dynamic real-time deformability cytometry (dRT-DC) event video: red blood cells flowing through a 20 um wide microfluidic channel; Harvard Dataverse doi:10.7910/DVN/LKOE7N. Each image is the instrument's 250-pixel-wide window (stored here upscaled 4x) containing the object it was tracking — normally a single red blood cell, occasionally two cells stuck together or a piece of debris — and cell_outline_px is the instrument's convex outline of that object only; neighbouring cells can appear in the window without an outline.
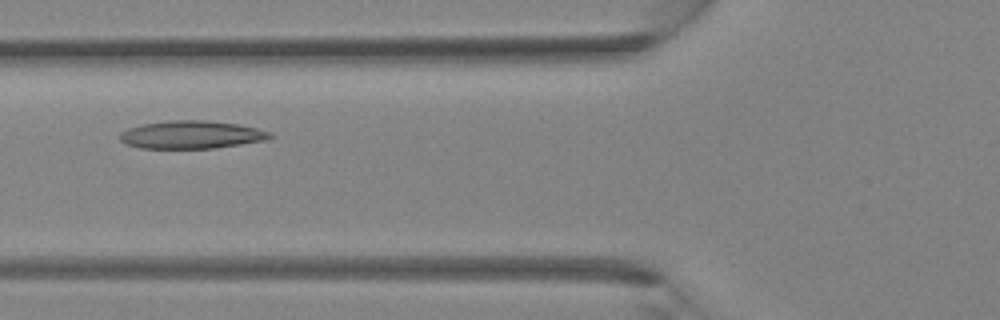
{"species": "Egyptian fruit bat (a non-hibernating species)", "species_latin": "Rousettus aegyptiacus", "temperature_condition": "room temperature", "stored_images_in_passage": 34, "camera_frame_rate_fps": 3000, "um_per_image_px": 0.085, "animal": {"sex": "female"}, "frame": {"image": 1, "passage_image": 11, "time_ms": 3.333, "image_size_px": [1000, 320], "cell_outline_px": [[272, 136], [264, 140], [240, 144], [212, 148], [140, 148], [124, 144], [120, 140], [120, 132], [128, 128], [140, 124], [168, 120], [204, 120], [240, 124], [256, 128], [268, 132]], "centroid_in_image_um": [16.19, 11.44], "position_along_channel_um": 109.6, "area_um2": 24.33}}
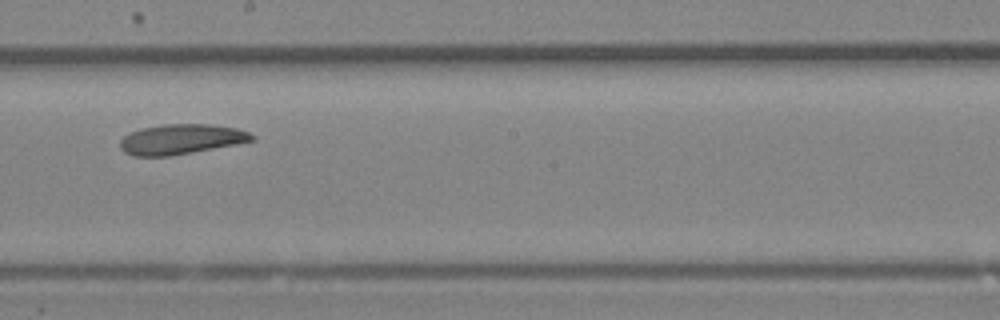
{"frame": {"image": 2, "passage_image": 18, "time_ms": 5.667, "image_size_px": [1000, 320], "cell_outline_px": [[256, 140], [236, 144], [168, 156], [132, 156], [124, 152], [120, 148], [120, 140], [124, 136], [132, 132], [144, 128], [164, 124], [212, 124], [236, 128], [248, 132], [256, 136]], "centroid_in_image_um": [15.41, 11.83], "position_along_channel_um": 232.8, "area_um2": 22.95}}
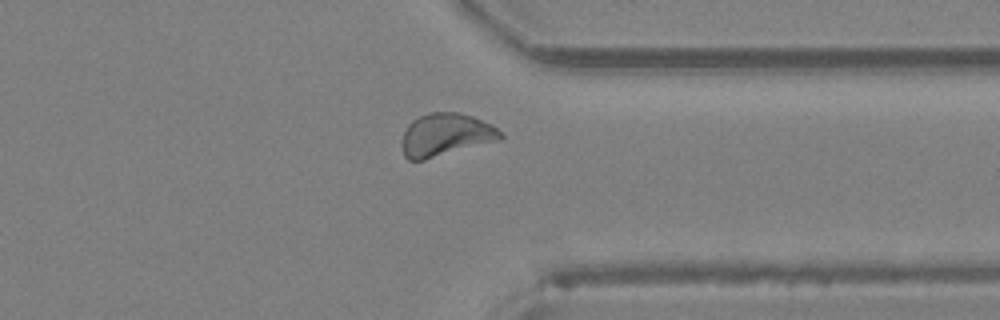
{"frame": {"image": 3, "passage_image": 26, "time_ms": 8.333, "image_size_px": [1000, 320], "cell_outline_px": [[504, 136], [500, 140], [424, 160], [408, 160], [404, 156], [400, 144], [404, 132], [408, 124], [412, 120], [428, 112], [460, 112], [472, 116], [492, 124]], "centroid_in_image_um": [37.86, 11.46], "position_along_channel_um": 373.5, "area_um2": 24.74}}